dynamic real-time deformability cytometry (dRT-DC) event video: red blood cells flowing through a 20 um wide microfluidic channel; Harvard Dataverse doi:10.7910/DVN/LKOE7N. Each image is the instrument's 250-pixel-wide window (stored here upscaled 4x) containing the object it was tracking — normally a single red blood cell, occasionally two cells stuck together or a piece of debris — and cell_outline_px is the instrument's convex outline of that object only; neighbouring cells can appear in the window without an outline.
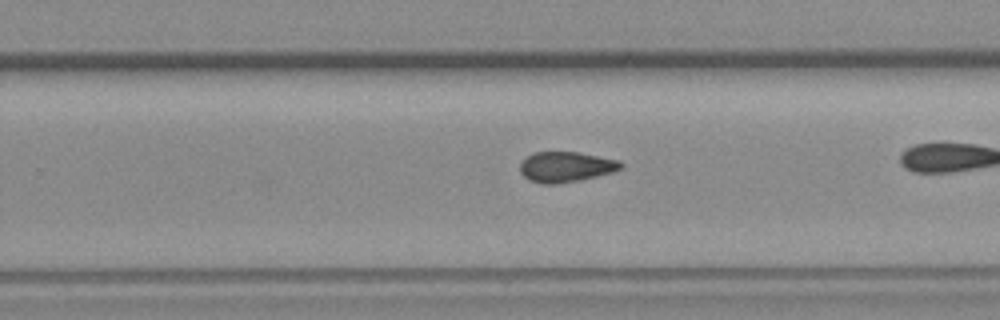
{"species": "common noctule bat (a hibernating species)", "species_latin": "Nyctalus noctula", "temperature_condition": "room temperature", "stored_images_in_passage": 22, "camera_frame_rate_fps": 3000, "um_per_image_px": 0.085, "animal": {"sex": "female", "body_mass_g": 19.3, "forearm_length_mm": 54.1}, "frame": {"image": 1, "passage_image": 15, "time_ms": 4.667, "image_size_px": [1000, 320], "cell_outline_px": [[624, 168], [612, 172], [580, 180], [556, 184], [540, 184], [528, 180], [520, 172], [520, 164], [532, 152], [576, 152], [620, 160], [624, 164]], "centroid_in_image_um": [48.11, 14.19], "position_along_channel_um": 281.7, "area_um2": 17.92}}